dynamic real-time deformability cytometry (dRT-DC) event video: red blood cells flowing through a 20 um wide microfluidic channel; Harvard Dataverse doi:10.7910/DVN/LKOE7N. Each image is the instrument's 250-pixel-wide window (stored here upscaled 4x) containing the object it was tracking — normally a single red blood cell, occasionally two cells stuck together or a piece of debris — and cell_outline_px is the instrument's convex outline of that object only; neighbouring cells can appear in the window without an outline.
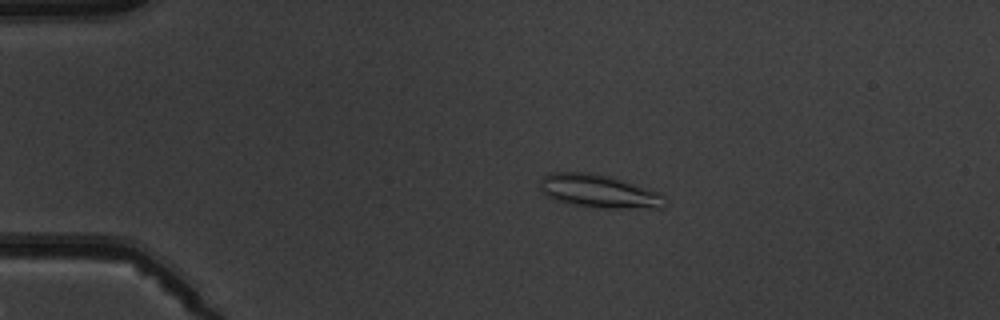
{"species": "common noctule bat (a hibernating species)", "species_latin": "Nyctalus noctula", "temperature_condition": "warm", "stored_images_in_passage": 6, "camera_frame_rate_fps": 3000, "um_per_image_px": 0.085, "animal": {"sex": "male", "body_mass_g": 19.5, "forearm_length_mm": 54.6}, "frame": {"image": 1, "passage_image": 3, "time_ms": 2.333, "image_size_px": [1000, 320], "cell_outline_px": [[668, 200], [664, 208], [604, 208], [568, 204], [556, 200], [540, 192], [540, 180], [544, 176], [552, 172], [592, 172], [612, 176], [660, 192]], "centroid_in_image_um": [50.94, 16.25], "position_along_channel_um": 34.1, "area_um2": 24.62}}
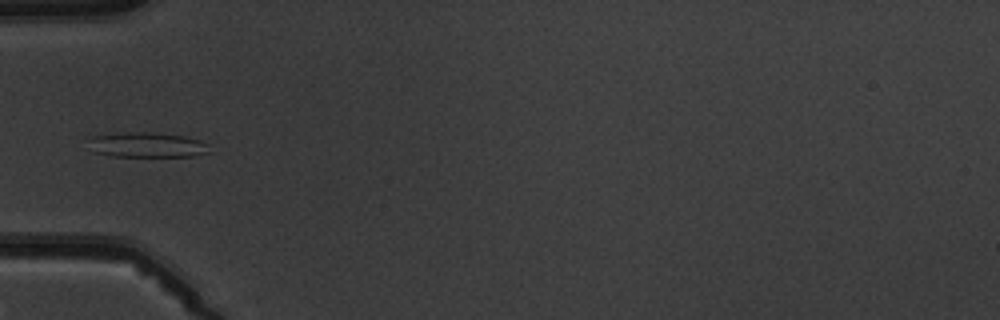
{"frame": {"image": 2, "passage_image": 5, "time_ms": 4.667, "image_size_px": [1000, 320], "cell_outline_px": [[208, 152], [196, 156], [108, 156], [92, 152], [88, 140], [92, 136], [112, 132], [152, 132], [184, 136], [200, 140], [208, 144]], "centroid_in_image_um": [12.43, 12.3], "position_along_channel_um": 72.6, "area_um2": 17.92}}
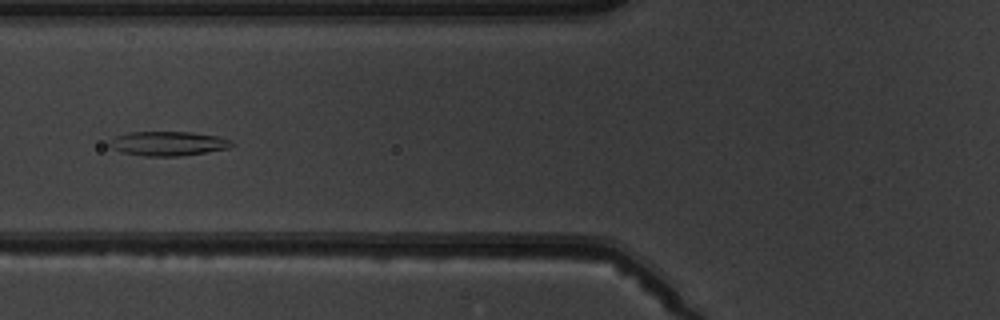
{"frame": {"image": 3, "passage_image": 6, "time_ms": 5.667, "image_size_px": [1000, 320], "cell_outline_px": [[232, 144], [228, 148], [204, 152], [176, 156], [144, 156], [120, 152], [112, 148], [108, 144], [116, 136], [128, 132], [192, 132], [220, 136], [232, 140]], "centroid_in_image_um": [14.27, 12.19], "position_along_channel_um": 111.5, "area_um2": 17.22}}